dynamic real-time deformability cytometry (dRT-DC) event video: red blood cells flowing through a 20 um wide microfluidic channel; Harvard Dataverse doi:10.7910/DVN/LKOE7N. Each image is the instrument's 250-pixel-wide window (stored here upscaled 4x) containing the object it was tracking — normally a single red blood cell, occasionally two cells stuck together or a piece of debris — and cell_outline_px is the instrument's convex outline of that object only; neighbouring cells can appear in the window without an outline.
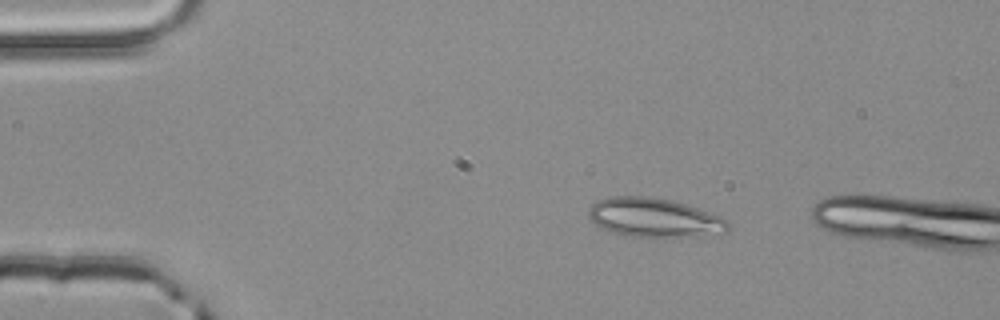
{"species": "common noctule bat (a hibernating species)", "species_latin": "Nyctalus noctula", "temperature_condition": "room temperature", "stored_images_in_passage": 2, "camera_frame_rate_fps": 3000, "um_per_image_px": 0.085, "animal": {"sex": "male", "body_mass_g": 20.4}, "frame": {"image": 1, "passage_image": 1, "time_ms": 0.0, "image_size_px": [1000, 320], "cell_outline_px": [[732, 224], [724, 232], [696, 236], [632, 236], [600, 228], [588, 216], [588, 208], [596, 200], [608, 196], [652, 196], [672, 200], [720, 216]], "centroid_in_image_um": [55.57, 18.47], "position_along_channel_um": 29.4, "area_um2": 31.44}}